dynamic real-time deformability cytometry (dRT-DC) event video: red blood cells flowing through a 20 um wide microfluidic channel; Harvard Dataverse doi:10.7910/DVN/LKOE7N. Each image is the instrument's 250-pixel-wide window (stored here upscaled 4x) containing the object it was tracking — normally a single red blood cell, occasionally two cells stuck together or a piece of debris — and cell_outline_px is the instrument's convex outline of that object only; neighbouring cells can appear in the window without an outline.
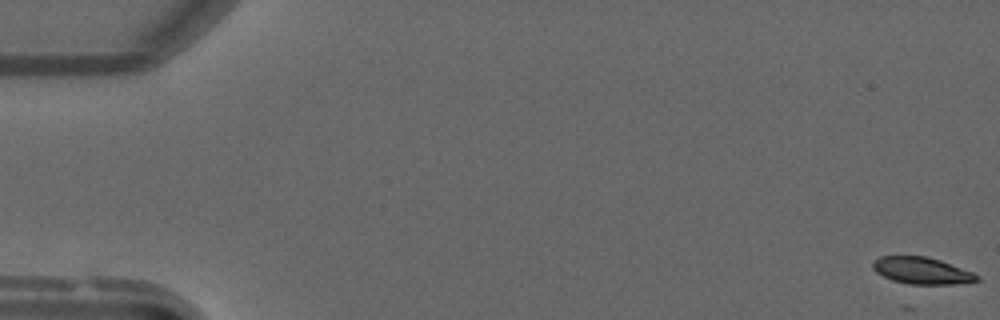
{"species": "common noctule bat (a hibernating species)", "species_latin": "Nyctalus noctula", "temperature_condition": "warm", "stored_images_in_passage": 11, "camera_frame_rate_fps": 3000, "um_per_image_px": 0.085, "animal": {"sex": "male", "forearm_length_mm": 52.5}, "frame": {"image": 1, "passage_image": 1, "time_ms": 0.0, "image_size_px": [1000, 320], "cell_outline_px": [[980, 280], [952, 284], [908, 284], [892, 280], [876, 272], [872, 268], [872, 264], [880, 256], [924, 256], [940, 260], [972, 272], [980, 276]], "centroid_in_image_um": [78.34, 23.0], "position_along_channel_um": 6.7, "area_um2": 16.07}}